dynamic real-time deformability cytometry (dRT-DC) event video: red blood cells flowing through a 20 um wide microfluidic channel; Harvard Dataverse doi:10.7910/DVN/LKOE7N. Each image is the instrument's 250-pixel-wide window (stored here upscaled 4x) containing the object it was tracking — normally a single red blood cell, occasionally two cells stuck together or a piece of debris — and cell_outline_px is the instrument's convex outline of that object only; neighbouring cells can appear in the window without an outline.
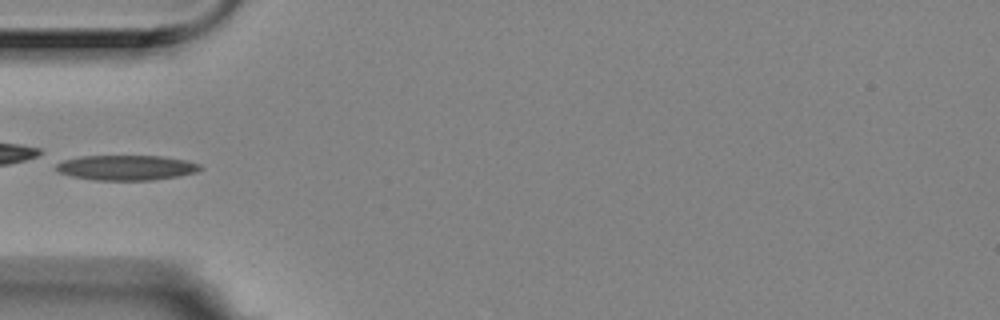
{"species": "Egyptian fruit bat (a non-hibernating species)", "species_latin": "Rousettus aegyptiacus", "temperature_condition": "room temperature", "stored_images_in_passage": 5, "camera_frame_rate_fps": 3000, "um_per_image_px": 0.085, "animal": {"sex": "female"}, "frame": {"image": 1, "passage_image": 5, "time_ms": 1.333, "image_size_px": [1000, 320], "cell_outline_px": [[204, 168], [196, 172], [176, 176], [152, 180], [96, 180], [72, 176], [60, 172], [56, 168], [56, 164], [64, 160], [80, 156], [160, 156], [184, 160], [200, 164]], "centroid_in_image_um": [10.75, 14.25], "position_along_channel_um": 74.3, "area_um2": 20.81}}